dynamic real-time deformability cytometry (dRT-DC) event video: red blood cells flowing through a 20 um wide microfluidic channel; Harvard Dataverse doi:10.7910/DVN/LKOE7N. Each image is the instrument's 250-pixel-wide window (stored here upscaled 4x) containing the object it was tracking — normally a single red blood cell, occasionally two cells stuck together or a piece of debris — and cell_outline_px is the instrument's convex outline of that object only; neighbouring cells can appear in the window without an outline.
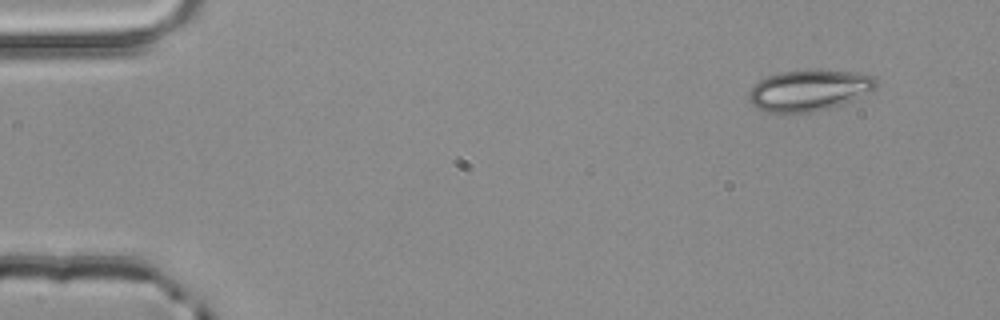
{"species": "common noctule bat (a hibernating species)", "species_latin": "Nyctalus noctula", "temperature_condition": "room temperature", "stored_images_in_passage": 4, "camera_frame_rate_fps": 3000, "um_per_image_px": 0.085, "animal": {"sex": "male", "body_mass_g": 20.4}, "frame": {"image": 1, "passage_image": 1, "time_ms": 0.0, "image_size_px": [1000, 320], "cell_outline_px": [[876, 84], [872, 88], [840, 104], [828, 108], [812, 112], [768, 112], [756, 108], [748, 100], [748, 92], [760, 80], [768, 76], [780, 72], [816, 68], [856, 72], [876, 76]], "centroid_in_image_um": [68.71, 7.64], "position_along_channel_um": 16.3, "area_um2": 30.23}}